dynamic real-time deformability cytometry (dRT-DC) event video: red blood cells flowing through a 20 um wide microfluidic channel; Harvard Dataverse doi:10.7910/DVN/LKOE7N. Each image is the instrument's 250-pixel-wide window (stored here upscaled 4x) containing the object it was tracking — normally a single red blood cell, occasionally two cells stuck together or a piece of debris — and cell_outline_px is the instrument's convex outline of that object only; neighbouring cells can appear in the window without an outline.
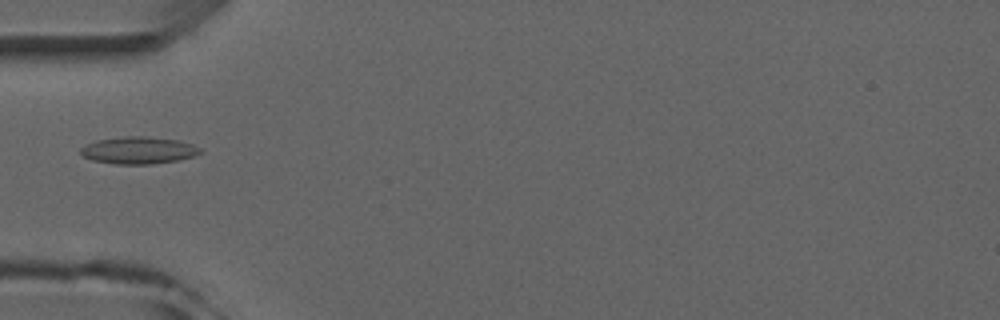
{"species": "common noctule bat (a hibernating species)", "species_latin": "Nyctalus noctula", "temperature_condition": "room temperature", "stored_images_in_passage": 4, "camera_frame_rate_fps": 3000, "um_per_image_px": 0.085, "animal": {"sex": "male", "forearm_length_mm": 52.5}, "frame": {"image": 1, "passage_image": 4, "time_ms": 3.667, "image_size_px": [1000, 320], "cell_outline_px": [[204, 152], [180, 160], [152, 164], [116, 164], [92, 160], [84, 156], [80, 152], [80, 148], [84, 144], [96, 140], [124, 136], [148, 136], [180, 140], [204, 148]], "centroid_in_image_um": [11.81, 12.76], "position_along_channel_um": 73.2, "area_um2": 19.25}}